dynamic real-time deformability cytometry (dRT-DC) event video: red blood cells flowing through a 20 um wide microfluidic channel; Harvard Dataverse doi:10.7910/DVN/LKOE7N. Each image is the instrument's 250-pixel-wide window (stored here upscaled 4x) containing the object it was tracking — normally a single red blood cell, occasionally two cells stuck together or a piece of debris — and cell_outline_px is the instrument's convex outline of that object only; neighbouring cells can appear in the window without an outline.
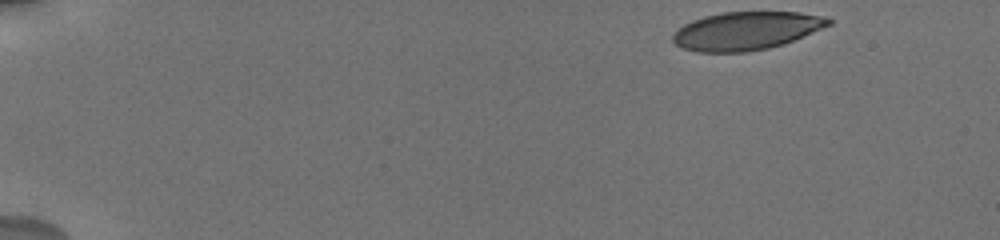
{"species": "human", "species_latin": "Homo sapiens", "temperature_condition": "cold", "stored_images_in_passage": 21, "camera_frame_rate_fps": 3000, "um_per_image_px": 0.085, "donor": {"sex": "male"}, "frame": {"image": 1, "passage_image": 1, "time_ms": 0.0, "image_size_px": [1000, 240], "cell_outline_px": [[832, 24], [792, 40], [768, 48], [744, 52], [696, 52], [680, 48], [672, 40], [672, 36], [684, 24], [692, 20], [704, 16], [724, 12], [800, 12], [824, 16], [832, 20]], "centroid_in_image_um": [63.4, 2.61], "position_along_channel_um": 21.6, "area_um2": 34.39}}
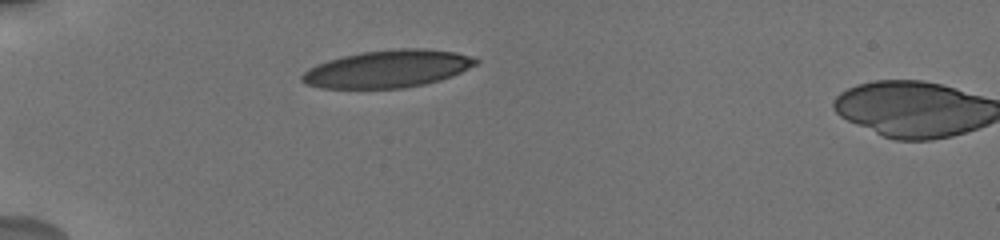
{"frame": {"image": 2, "passage_image": 20, "time_ms": 3.667, "image_size_px": [1000, 240], "cell_outline_px": [[480, 60], [476, 64], [452, 76], [440, 80], [424, 84], [404, 88], [320, 88], [304, 84], [300, 80], [300, 76], [308, 68], [316, 64], [328, 60], [360, 52], [400, 48], [424, 48], [456, 52], [472, 56]], "centroid_in_image_um": [32.93, 5.85], "position_along_channel_um": 52.1, "area_um2": 38.09}}